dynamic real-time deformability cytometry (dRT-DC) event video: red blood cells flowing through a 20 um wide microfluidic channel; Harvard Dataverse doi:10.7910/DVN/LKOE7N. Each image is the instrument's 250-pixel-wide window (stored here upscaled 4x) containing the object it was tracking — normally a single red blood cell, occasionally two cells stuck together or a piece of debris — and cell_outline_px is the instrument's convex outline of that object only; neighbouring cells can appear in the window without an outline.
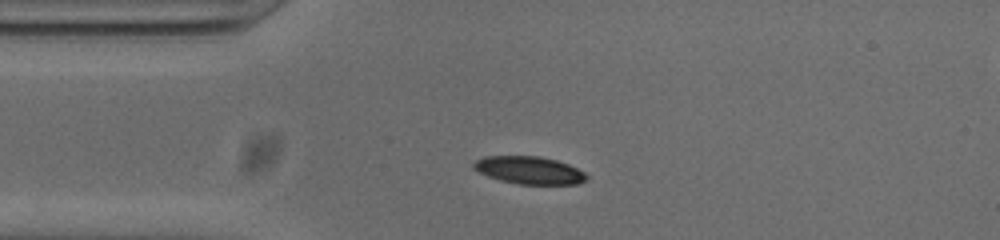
{"species": "common noctule bat (a hibernating species)", "species_latin": "Nyctalus noctula", "temperature_condition": "cold", "stored_images_in_passage": 43, "camera_frame_rate_fps": 3000, "um_per_image_px": 0.085, "animal": {"sex": "male", "body_mass_g": 20.0, "forearm_length_mm": 53.3}, "frame": {"image": 1, "passage_image": 2, "time_ms": 0.333, "image_size_px": [1000, 240], "cell_outline_px": [[588, 176], [584, 180], [576, 184], [520, 184], [500, 180], [488, 176], [472, 168], [472, 164], [476, 160], [484, 156], [540, 156], [556, 160], [568, 164], [584, 172]], "centroid_in_image_um": [44.96, 14.46], "position_along_channel_um": 40.0, "area_um2": 18.03}}
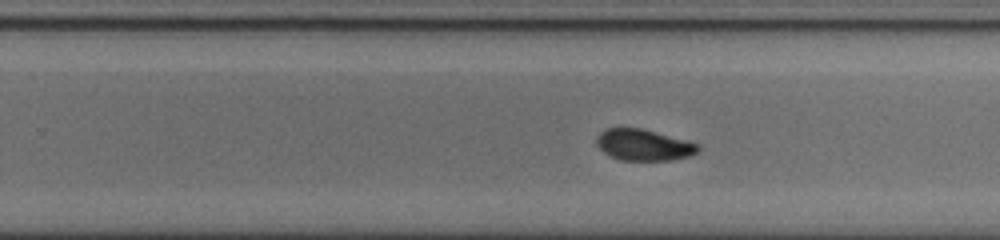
{"frame": {"image": 2, "passage_image": 22, "time_ms": 7.0, "image_size_px": [1000, 240], "cell_outline_px": [[700, 148], [696, 152], [688, 156], [672, 160], [620, 160], [604, 152], [596, 144], [596, 136], [604, 128], [640, 128], [700, 144]], "centroid_in_image_um": [54.68, 12.31], "position_along_channel_um": 275.1, "area_um2": 18.32}}
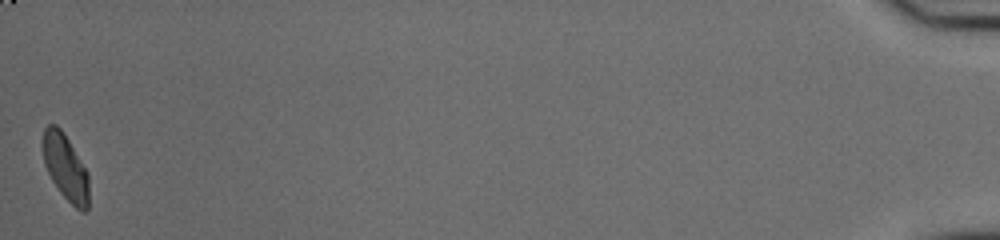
{"frame": {"image": 3, "passage_image": 43, "time_ms": 14.0, "image_size_px": [1000, 240], "cell_outline_px": [[88, 208], [84, 212], [80, 212], [60, 192], [52, 180], [44, 164], [40, 144], [44, 128], [48, 124], [56, 124], [64, 132], [88, 172]], "centroid_in_image_um": [5.53, 14.17], "position_along_channel_um": 429.7, "area_um2": 18.03}, "authors_computed_cell_mechanics": {"area_um2": 18.8428, "velocity_mm_per_s": 3.782, "shape_relaxation_time_tau1_ms": 3.3009, "shape_relaxation_time_tau2_ms": 2.5537, "deformation_change_tau1": 0.112, "deformation_change_tau2": 0.0673}}